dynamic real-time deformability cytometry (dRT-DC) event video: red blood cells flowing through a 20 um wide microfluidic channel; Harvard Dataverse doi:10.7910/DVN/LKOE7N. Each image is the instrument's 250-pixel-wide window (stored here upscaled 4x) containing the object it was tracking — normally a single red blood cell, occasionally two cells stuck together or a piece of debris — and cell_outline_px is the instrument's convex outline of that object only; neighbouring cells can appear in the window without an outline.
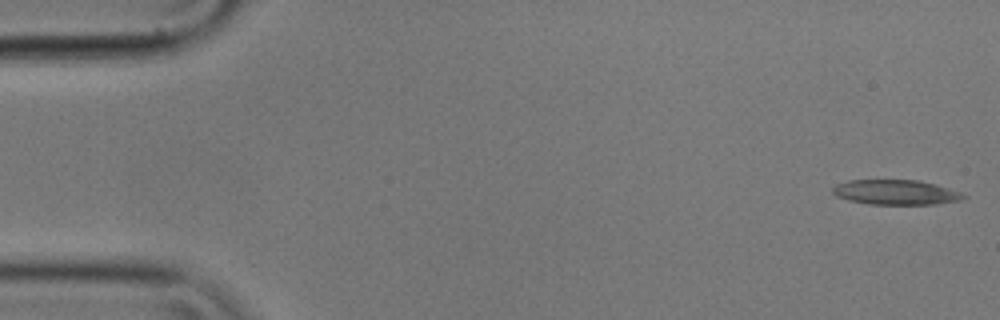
{"species": "common noctule bat (a hibernating species)", "species_latin": "Nyctalus noctula", "temperature_condition": "cold", "stored_images_in_passage": 28, "camera_frame_rate_fps": 3000, "um_per_image_px": 0.085, "animal": {"sex": "male", "body_mass_g": 17.9}, "frame": {"image": 1, "passage_image": 1, "time_ms": 0.0, "image_size_px": [1000, 320], "cell_outline_px": [[968, 196], [960, 200], [936, 204], [868, 204], [848, 200], [836, 196], [832, 192], [832, 188], [836, 184], [848, 180], [920, 180], [960, 192]], "centroid_in_image_um": [76.1, 16.34], "position_along_channel_um": 8.9, "area_um2": 18.9}}
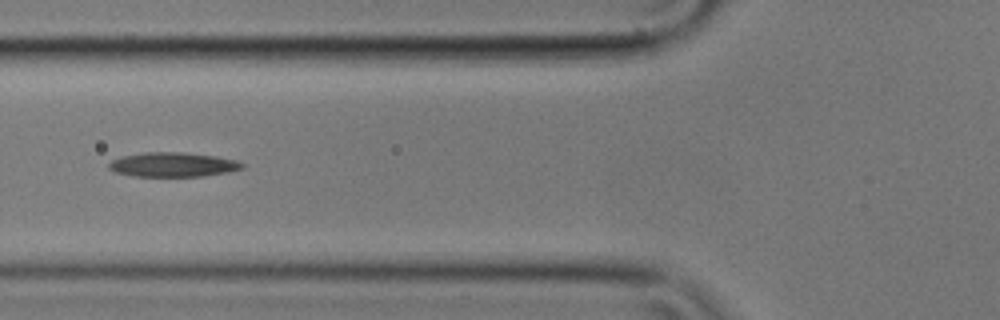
{"frame": {"image": 2, "passage_image": 20, "time_ms": 6.333, "image_size_px": [1000, 320], "cell_outline_px": [[244, 168], [228, 172], [204, 176], [132, 176], [116, 172], [108, 168], [108, 164], [112, 160], [124, 156], [144, 152], [184, 152], [216, 156], [236, 160], [244, 164]], "centroid_in_image_um": [14.71, 13.99], "position_along_channel_um": 111.1, "area_um2": 18.96}}
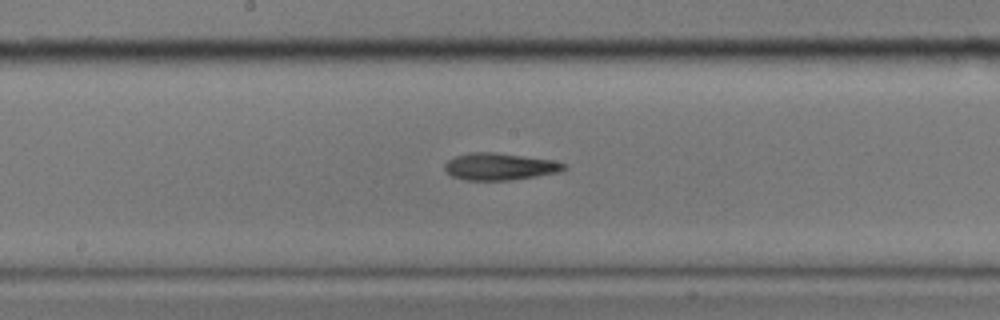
{"frame": {"image": 3, "passage_image": 28, "time_ms": 9.0, "image_size_px": [1000, 320], "cell_outline_px": [[568, 168], [560, 172], [512, 180], [468, 180], [452, 176], [444, 168], [444, 164], [448, 160], [456, 156], [468, 152], [496, 152], [552, 160], [568, 164]], "centroid_in_image_um": [42.51, 14.15], "position_along_channel_um": 205.7, "area_um2": 18.84}}